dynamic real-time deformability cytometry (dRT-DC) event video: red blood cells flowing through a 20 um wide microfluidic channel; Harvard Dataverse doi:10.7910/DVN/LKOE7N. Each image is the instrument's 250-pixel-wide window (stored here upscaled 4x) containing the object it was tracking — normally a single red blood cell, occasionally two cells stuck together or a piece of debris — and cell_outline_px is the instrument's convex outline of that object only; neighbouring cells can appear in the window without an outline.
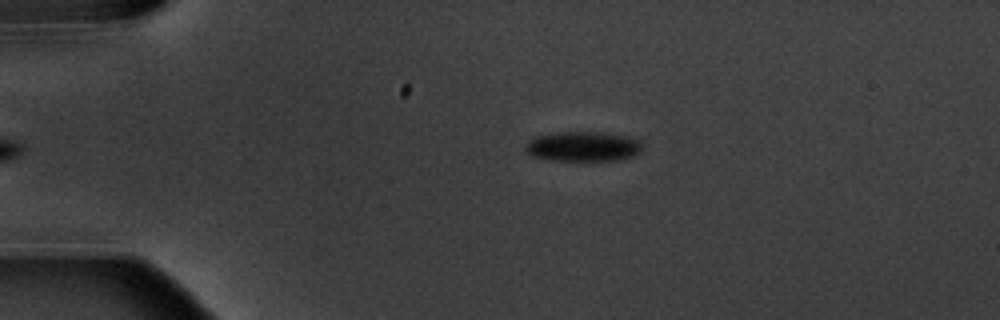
{"species": "common noctule bat (a hibernating species)", "species_latin": "Nyctalus noctula", "temperature_condition": "warm", "stored_images_in_passage": 6, "camera_frame_rate_fps": 3000, "um_per_image_px": 0.085, "animal": {"sex": "male", "body_mass_g": 20.1, "forearm_length_mm": 53.5}, "frame": {"image": 1, "passage_image": 6, "time_ms": 5.667, "image_size_px": [1000, 320], "cell_outline_px": [[640, 152], [632, 156], [616, 160], [548, 160], [532, 156], [524, 148], [524, 144], [528, 140], [536, 136], [556, 132], [604, 132], [628, 136], [640, 140]], "centroid_in_image_um": [49.52, 12.43], "position_along_channel_um": 35.5, "area_um2": 20.4}}